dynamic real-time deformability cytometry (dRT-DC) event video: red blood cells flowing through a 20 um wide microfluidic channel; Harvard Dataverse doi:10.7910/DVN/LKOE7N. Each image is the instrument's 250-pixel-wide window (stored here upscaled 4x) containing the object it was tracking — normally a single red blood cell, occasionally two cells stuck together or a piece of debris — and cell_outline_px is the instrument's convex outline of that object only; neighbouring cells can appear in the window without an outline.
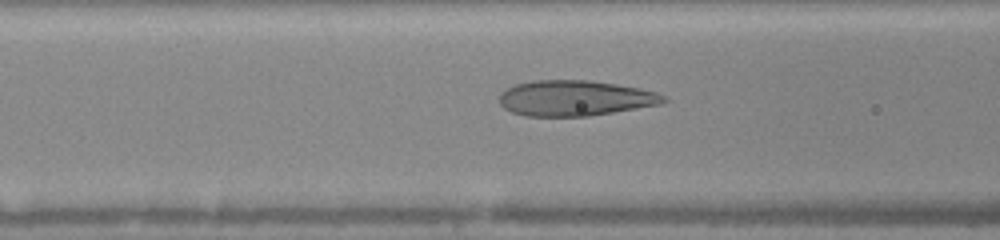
{"species": "human", "species_latin": "Homo sapiens", "temperature_condition": "warm", "stored_images_in_passage": 36, "camera_frame_rate_fps": 3000, "um_per_image_px": 0.085, "donor": {"sex": "female"}, "frame": {"image": 1, "passage_image": 11, "time_ms": 3.333, "image_size_px": [1000, 240], "cell_outline_px": [[668, 100], [660, 104], [588, 116], [524, 116], [512, 112], [504, 108], [500, 104], [500, 92], [516, 84], [536, 80], [588, 80], [616, 84], [640, 88], [656, 92], [668, 96]], "centroid_in_image_um": [48.88, 8.34], "position_along_channel_um": 117.7, "area_um2": 33.93}}
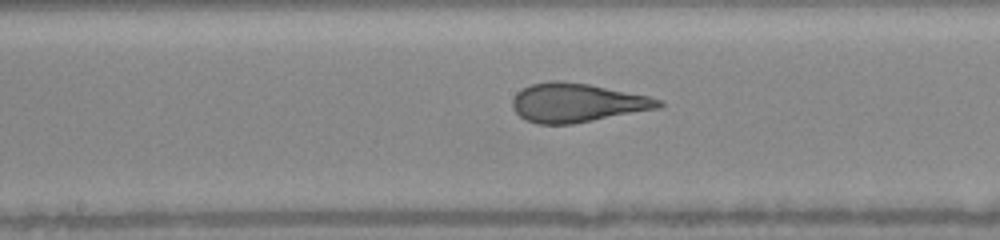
{"frame": {"image": 2, "passage_image": 17, "time_ms": 5.333, "image_size_px": [1000, 240], "cell_outline_px": [[664, 104], [660, 108], [572, 124], [540, 124], [528, 120], [520, 116], [512, 108], [512, 100], [516, 92], [532, 84], [548, 80], [556, 80], [588, 84], [648, 96], [660, 100]], "centroid_in_image_um": [49.03, 8.73], "position_along_channel_um": 199.2, "area_um2": 32.89}}
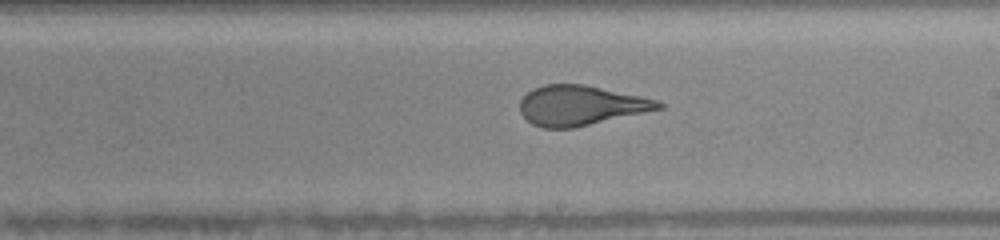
{"frame": {"image": 3, "passage_image": 20, "time_ms": 6.333, "image_size_px": [1000, 240], "cell_outline_px": [[664, 108], [572, 128], [544, 128], [532, 124], [520, 112], [520, 100], [532, 88], [544, 84], [584, 84], [640, 96], [656, 100], [664, 104]], "centroid_in_image_um": [49.33, 8.96], "position_along_channel_um": 239.7, "area_um2": 31.96}, "authors_computed_cell_mechanics": {"area_um2": 34.2754, "velocity_mm_per_s": 4.0542, "shape_relaxation_time_tau1_ms": 5.0374, "shape_relaxation_time_tau2_ms": 0.6185, "deformation_change_tau1": 0.1911, "deformation_change_tau2": 0.0796}}